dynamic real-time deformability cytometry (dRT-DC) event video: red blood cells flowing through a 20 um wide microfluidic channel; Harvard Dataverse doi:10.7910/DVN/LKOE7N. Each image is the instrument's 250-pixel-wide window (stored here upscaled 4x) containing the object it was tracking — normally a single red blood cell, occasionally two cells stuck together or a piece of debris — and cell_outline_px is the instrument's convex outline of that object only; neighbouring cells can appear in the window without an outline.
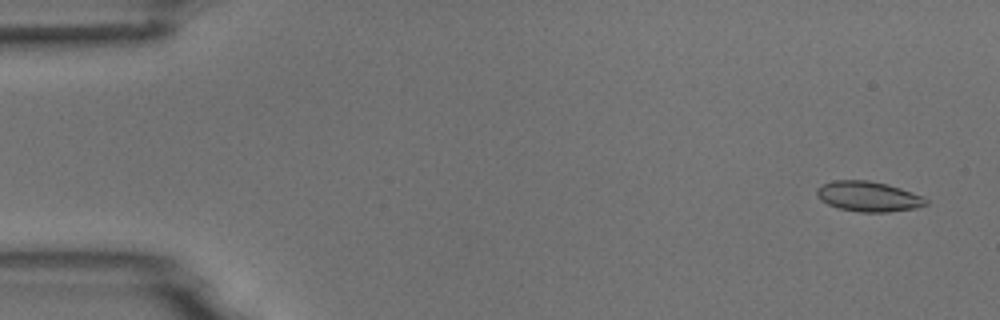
{"species": "common noctule bat (a hibernating species)", "species_latin": "Nyctalus noctula", "temperature_condition": "room temperature", "stored_images_in_passage": 54, "camera_frame_rate_fps": 3000, "um_per_image_px": 0.085, "animal": {"sex": "male", "body_mass_g": 18.8}, "frame": {"image": 1, "passage_image": 2, "time_ms": 0.333, "image_size_px": [1000, 320], "cell_outline_px": [[928, 204], [916, 208], [888, 212], [860, 212], [840, 208], [828, 204], [820, 200], [816, 196], [816, 188], [832, 180], [868, 180], [888, 184], [924, 196], [928, 200]], "centroid_in_image_um": [73.82, 16.69], "position_along_channel_um": 11.2, "area_um2": 19.31}}
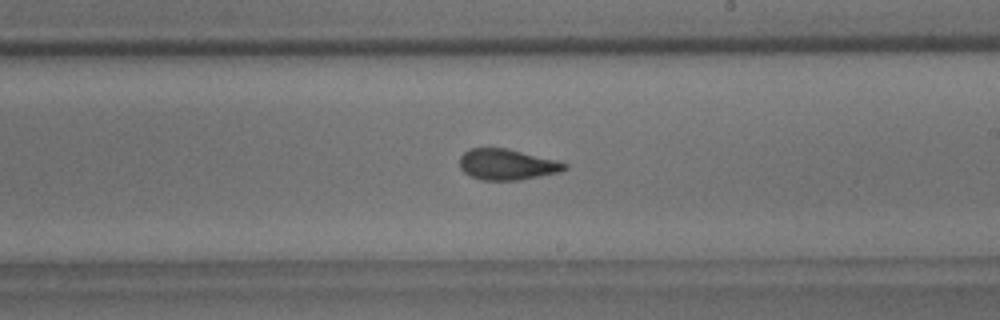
{"frame": {"image": 2, "passage_image": 31, "time_ms": 10.0, "image_size_px": [1000, 320], "cell_outline_px": [[568, 168], [560, 172], [520, 180], [480, 180], [464, 172], [460, 168], [460, 156], [464, 152], [472, 148], [504, 148], [556, 160], [568, 164]], "centroid_in_image_um": [43.1, 13.99], "position_along_channel_um": 245.9, "area_um2": 18.73}}
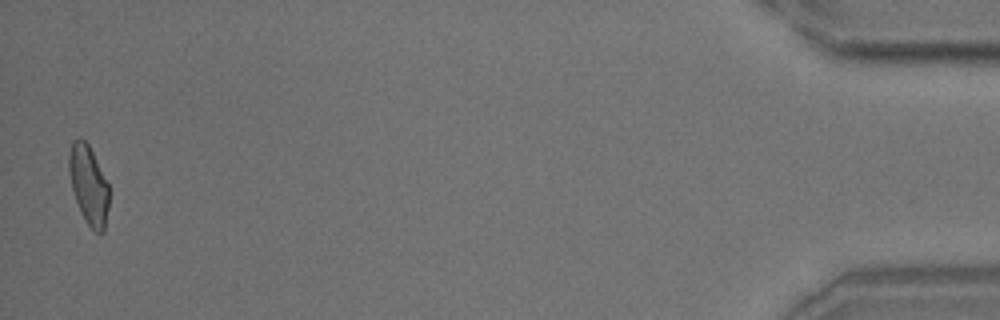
{"frame": {"image": 3, "passage_image": 53, "time_ms": 17.333, "image_size_px": [1000, 320], "cell_outline_px": [[108, 208], [104, 232], [96, 232], [84, 220], [80, 212], [72, 188], [68, 172], [68, 156], [72, 140], [80, 136], [88, 144], [108, 184]], "centroid_in_image_um": [7.5, 15.7], "position_along_channel_um": 427.7, "area_um2": 18.32}, "authors_computed_cell_mechanics": {"area_um2": 19.1896, "velocity_mm_per_s": 3.7115, "shape_relaxation_time_tau1_ms": 3.8604, "shape_relaxation_time_tau2_ms": 1.4803, "deformation_change_tau1": 0.1435, "deformation_change_tau2": 0.0556}}